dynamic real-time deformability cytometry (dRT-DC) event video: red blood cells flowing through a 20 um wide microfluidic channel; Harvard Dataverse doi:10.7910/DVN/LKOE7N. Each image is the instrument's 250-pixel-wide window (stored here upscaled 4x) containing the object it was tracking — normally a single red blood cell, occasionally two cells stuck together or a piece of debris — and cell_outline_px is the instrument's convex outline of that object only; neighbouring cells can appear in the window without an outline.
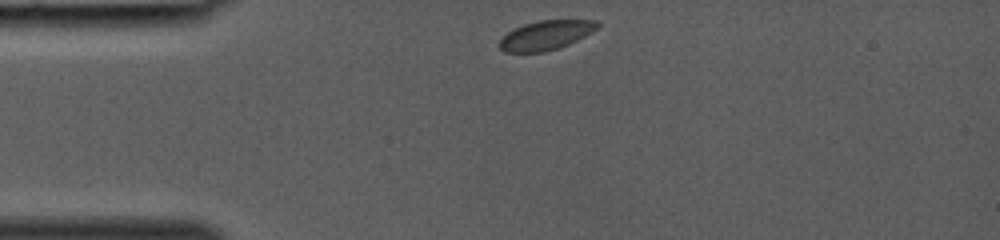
{"species": "common noctule bat (a hibernating species)", "species_latin": "Nyctalus noctula", "temperature_condition": "room temperature", "stored_images_in_passage": 26, "camera_frame_rate_fps": 3000, "um_per_image_px": 0.085, "animal": {"sex": "female", "body_mass_g": 19.0, "forearm_length_mm": 53.3}, "frame": {"image": 1, "passage_image": 1, "time_ms": 0.0, "image_size_px": [1000, 240], "cell_outline_px": [[600, 24], [592, 32], [568, 44], [544, 52], [504, 52], [496, 44], [508, 32], [524, 24], [540, 20], [596, 20]], "centroid_in_image_um": [46.37, 2.99], "position_along_channel_um": 38.6, "area_um2": 16.53}}
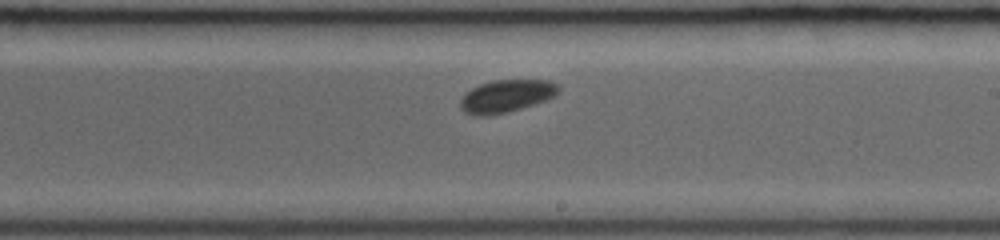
{"frame": {"image": 2, "passage_image": 15, "time_ms": 4.667, "image_size_px": [1000, 240], "cell_outline_px": [[560, 88], [552, 96], [544, 100], [508, 112], [488, 116], [476, 116], [464, 112], [460, 108], [460, 100], [472, 88], [480, 84], [492, 80], [548, 80], [556, 84]], "centroid_in_image_um": [42.98, 8.17], "position_along_channel_um": 246.0, "area_um2": 18.32}}
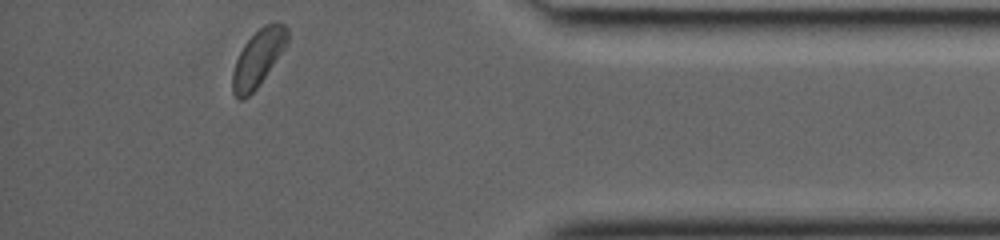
{"frame": {"image": 3, "passage_image": 26, "time_ms": 8.333, "image_size_px": [1000, 240], "cell_outline_px": [[288, 44], [256, 88], [244, 100], [240, 100], [232, 92], [232, 72], [236, 60], [244, 44], [264, 24], [284, 24], [288, 28]], "centroid_in_image_um": [21.93, 4.95], "position_along_channel_um": 413.3, "area_um2": 17.8}}